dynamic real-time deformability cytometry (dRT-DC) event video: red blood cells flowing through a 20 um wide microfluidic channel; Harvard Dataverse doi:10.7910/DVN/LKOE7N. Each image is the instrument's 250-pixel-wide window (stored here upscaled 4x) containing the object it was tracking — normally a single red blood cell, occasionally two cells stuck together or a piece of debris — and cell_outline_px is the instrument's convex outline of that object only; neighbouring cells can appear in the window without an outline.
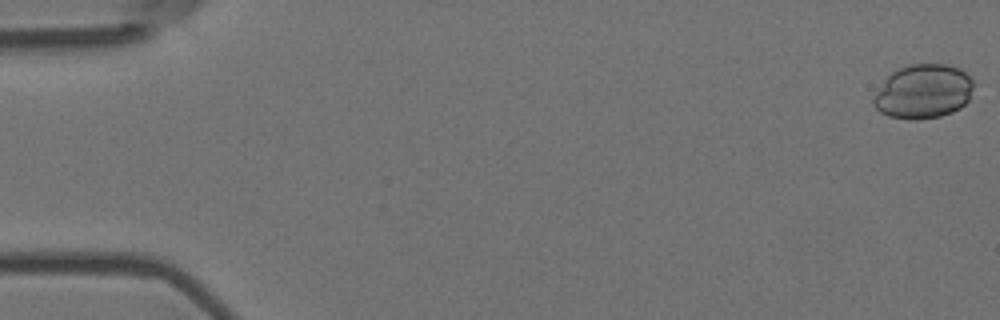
{"species": "Egyptian fruit bat (a non-hibernating species)", "species_latin": "Rousettus aegyptiacus", "temperature_condition": "room temperature", "stored_images_in_passage": 9, "camera_frame_rate_fps": 3000, "um_per_image_px": 0.085, "animal": {"sex": "female"}, "frame": {"image": 1, "passage_image": 1, "time_ms": 0.0, "image_size_px": [1000, 320], "cell_outline_px": [[972, 88], [968, 100], [960, 108], [952, 112], [940, 116], [916, 120], [908, 120], [888, 116], [880, 112], [872, 104], [872, 100], [884, 80], [892, 72], [908, 64], [944, 64], [960, 68], [972, 80]], "centroid_in_image_um": [78.45, 7.79], "position_along_channel_um": 6.5, "area_um2": 31.5}}
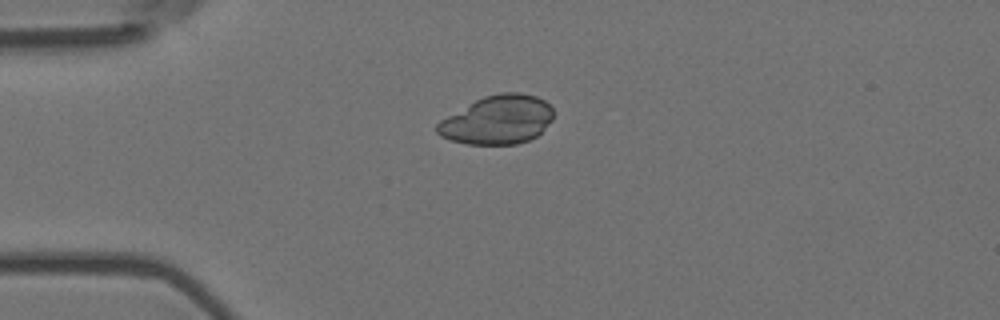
{"frame": {"image": 2, "passage_image": 4, "time_ms": 1.0, "image_size_px": [1000, 320], "cell_outline_px": [[552, 120], [536, 136], [528, 140], [516, 144], [468, 144], [448, 140], [440, 136], [436, 132], [436, 124], [440, 120], [476, 100], [484, 96], [500, 92], [520, 92], [536, 96], [544, 100], [552, 108]], "centroid_in_image_um": [42.27, 10.19], "position_along_channel_um": 42.7, "area_um2": 32.89}}
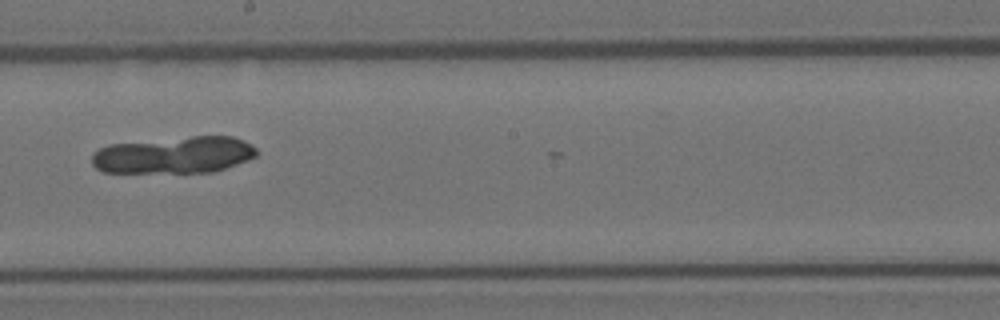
{"frame": {"image": 3, "passage_image": 9, "time_ms": 2.667, "image_size_px": [1000, 320], "cell_outline_px": [[256, 156], [248, 160], [212, 172], [104, 172], [96, 168], [92, 164], [92, 152], [108, 144], [192, 136], [232, 136], [244, 140], [256, 148]], "centroid_in_image_um": [14.78, 13.16], "position_along_channel_um": 233.4, "area_um2": 35.32}}